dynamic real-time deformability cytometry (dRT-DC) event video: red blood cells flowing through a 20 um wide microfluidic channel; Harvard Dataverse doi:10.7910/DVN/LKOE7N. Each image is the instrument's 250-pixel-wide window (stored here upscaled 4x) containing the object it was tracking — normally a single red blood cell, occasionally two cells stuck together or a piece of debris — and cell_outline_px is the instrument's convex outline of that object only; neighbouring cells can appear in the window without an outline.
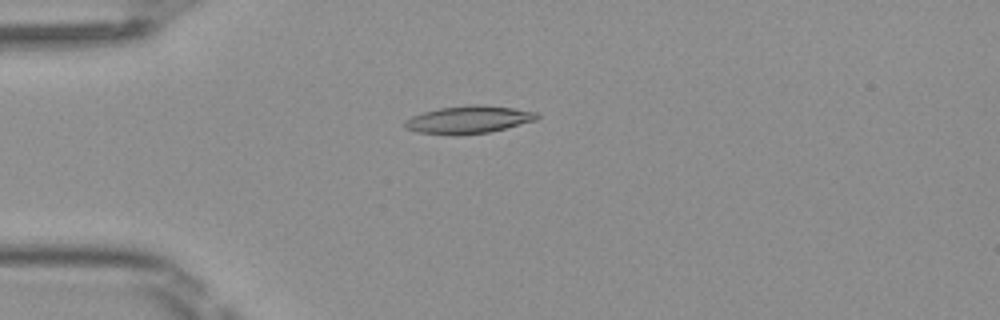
{"species": "Egyptian fruit bat (a non-hibernating species)", "species_latin": "Rousettus aegyptiacus", "temperature_condition": "room temperature", "stored_images_in_passage": 49, "camera_frame_rate_fps": 3000, "um_per_image_px": 0.085, "frame": {"image": 1, "passage_image": 13, "time_ms": 4.0, "image_size_px": [1000, 320], "cell_outline_px": [[540, 116], [536, 120], [488, 132], [460, 136], [452, 136], [416, 132], [408, 128], [404, 124], [412, 116], [424, 112], [440, 108], [472, 104], [480, 104], [512, 108], [536, 112]], "centroid_in_image_um": [39.83, 10.18], "position_along_channel_um": 45.2, "area_um2": 21.15}}
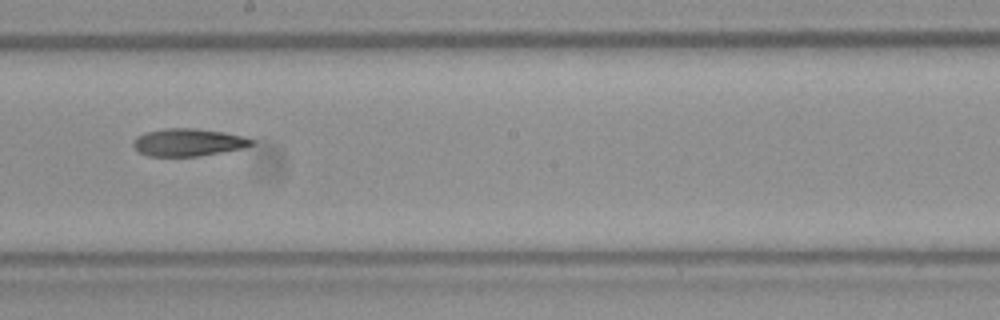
{"frame": {"image": 2, "passage_image": 28, "time_ms": 9.0, "image_size_px": [1000, 320], "cell_outline_px": [[252, 144], [244, 148], [200, 156], [148, 156], [140, 152], [132, 144], [136, 136], [144, 132], [164, 128], [192, 128], [224, 132], [244, 136], [252, 140]], "centroid_in_image_um": [15.97, 12.09], "position_along_channel_um": 232.2, "area_um2": 18.96}}
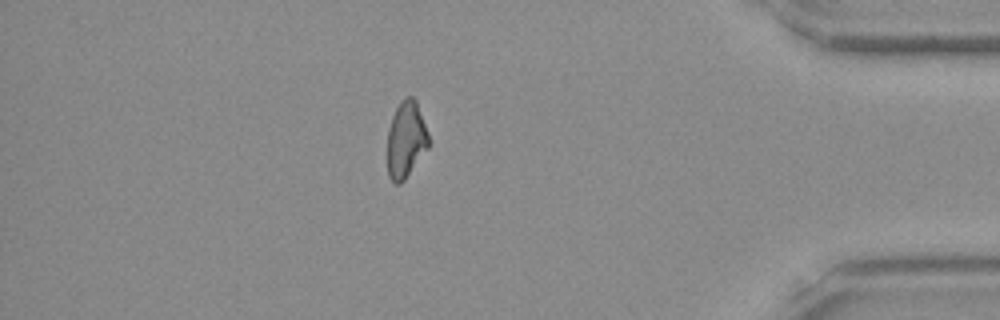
{"frame": {"image": 3, "passage_image": 43, "time_ms": 14.0, "image_size_px": [1000, 320], "cell_outline_px": [[432, 144], [404, 180], [400, 184], [396, 184], [388, 176], [388, 128], [392, 116], [400, 100], [404, 96], [412, 96], [416, 100], [432, 140]], "centroid_in_image_um": [34.55, 11.84], "position_along_channel_um": 400.7, "area_um2": 18.9}}